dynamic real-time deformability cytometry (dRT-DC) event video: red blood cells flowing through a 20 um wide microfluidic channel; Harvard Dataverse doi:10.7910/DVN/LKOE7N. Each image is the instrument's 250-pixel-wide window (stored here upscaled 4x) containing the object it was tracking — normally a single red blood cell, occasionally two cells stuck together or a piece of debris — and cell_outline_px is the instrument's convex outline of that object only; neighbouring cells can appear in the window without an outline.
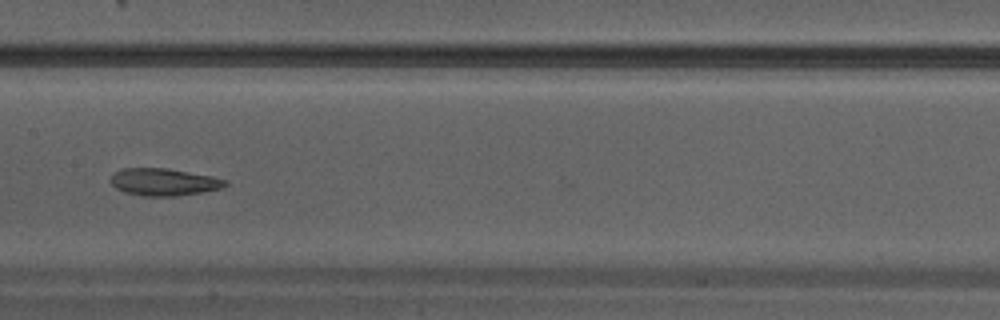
{"species": "Egyptian fruit bat (a non-hibernating species)", "species_latin": "Rousettus aegyptiacus", "temperature_condition": "warm", "stored_images_in_passage": 31, "camera_frame_rate_fps": 3000, "um_per_image_px": 0.085, "animal": {"sex": "male"}, "frame": {"image": 1, "passage_image": 13, "time_ms": 4.0, "image_size_px": [1000, 320], "cell_outline_px": [[228, 184], [220, 188], [200, 192], [176, 196], [144, 196], [124, 192], [116, 188], [108, 180], [116, 172], [124, 168], [168, 168], [212, 176], [228, 180]], "centroid_in_image_um": [13.92, 15.46], "position_along_channel_um": 193.5, "area_um2": 18.15}}